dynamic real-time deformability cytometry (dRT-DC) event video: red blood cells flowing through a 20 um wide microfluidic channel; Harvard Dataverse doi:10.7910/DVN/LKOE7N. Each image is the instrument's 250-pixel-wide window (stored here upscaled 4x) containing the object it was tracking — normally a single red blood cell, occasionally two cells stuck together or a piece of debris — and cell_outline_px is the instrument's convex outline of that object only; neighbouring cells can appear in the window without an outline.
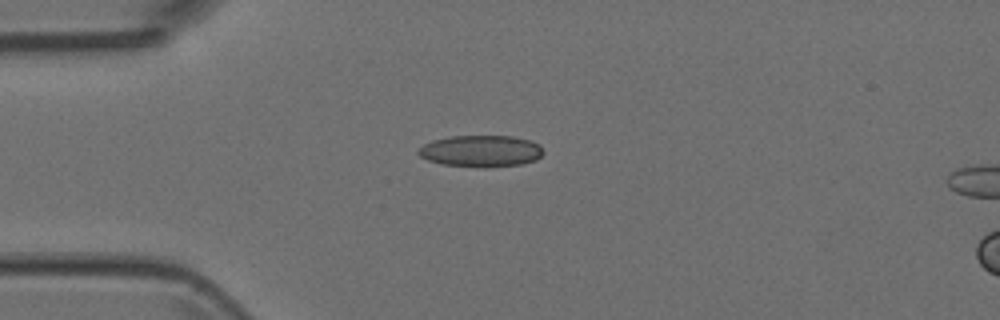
{"species": "Egyptian fruit bat (a non-hibernating species)", "species_latin": "Rousettus aegyptiacus", "temperature_condition": "room temperature", "stored_images_in_passage": 2, "camera_frame_rate_fps": 3000, "um_per_image_px": 0.085, "animal": {"sex": "female"}, "frame": {"image": 1, "passage_image": 1, "time_ms": 0.0, "image_size_px": [1000, 320], "cell_outline_px": [[544, 152], [536, 160], [520, 164], [444, 164], [428, 160], [420, 156], [416, 152], [424, 144], [432, 140], [452, 136], [512, 136], [532, 140], [540, 144]], "centroid_in_image_um": [40.9, 12.77], "position_along_channel_um": 44.1, "area_um2": 22.02}}